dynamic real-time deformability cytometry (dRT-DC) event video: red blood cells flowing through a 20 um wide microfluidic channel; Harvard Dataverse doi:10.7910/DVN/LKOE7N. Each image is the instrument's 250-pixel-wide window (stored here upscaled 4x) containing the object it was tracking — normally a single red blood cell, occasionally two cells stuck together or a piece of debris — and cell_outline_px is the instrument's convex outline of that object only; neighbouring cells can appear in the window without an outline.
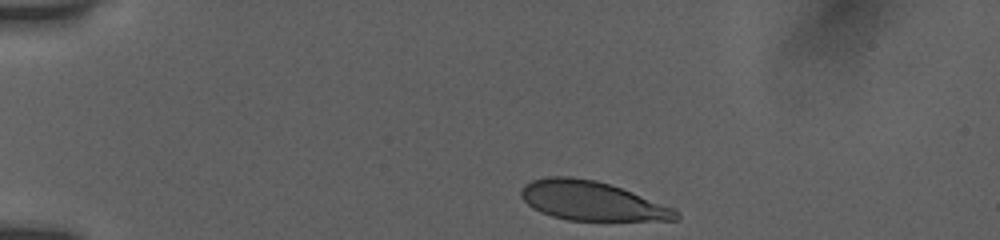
{"species": "human", "species_latin": "Homo sapiens", "temperature_condition": "room temperature", "stored_images_in_passage": 37, "camera_frame_rate_fps": 3000, "um_per_image_px": 0.085, "donor": {"sex": "female"}, "frame": {"image": 1, "passage_image": 1, "time_ms": 0.0, "image_size_px": [1000, 240], "cell_outline_px": [[680, 216], [676, 220], [568, 220], [552, 216], [540, 212], [532, 208], [520, 196], [520, 192], [524, 184], [532, 180], [548, 176], [572, 176], [596, 180], [632, 192], [676, 208], [680, 212]], "centroid_in_image_um": [50.29, 17.07], "position_along_channel_um": 34.7, "area_um2": 35.43}}
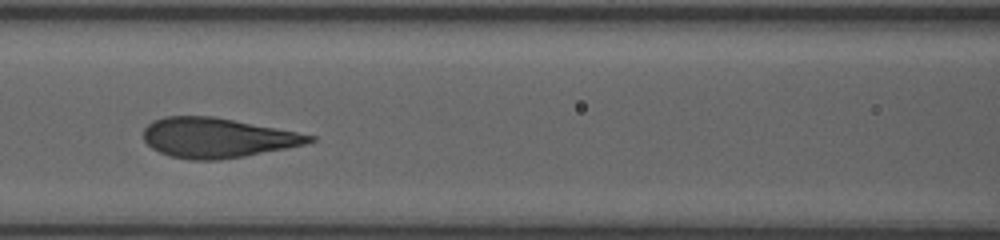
{"frame": {"image": 2, "passage_image": 26, "time_ms": 4.667, "image_size_px": [1000, 240], "cell_outline_px": [[316, 140], [304, 144], [244, 156], [216, 160], [192, 160], [172, 156], [160, 152], [152, 148], [144, 140], [144, 128], [152, 120], [164, 116], [212, 116], [296, 132], [316, 136]], "centroid_in_image_um": [18.41, 11.7], "position_along_channel_um": 148.2, "area_um2": 37.97}}
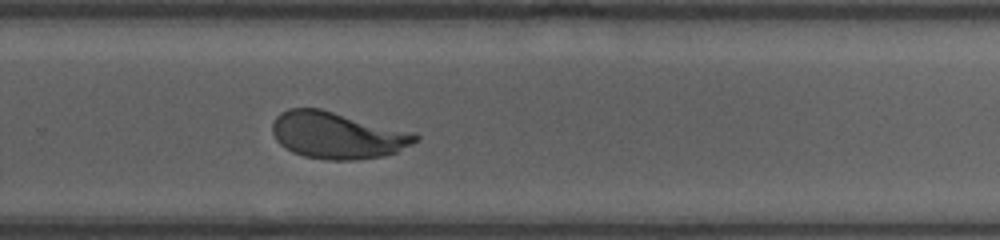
{"frame": {"image": 3, "passage_image": 37, "time_ms": 8.667, "image_size_px": [1000, 240], "cell_outline_px": [[420, 140], [396, 152], [384, 156], [356, 160], [328, 160], [304, 156], [292, 152], [284, 148], [276, 140], [272, 132], [272, 124], [276, 116], [280, 112], [288, 108], [320, 108], [416, 132], [420, 136]], "centroid_in_image_um": [28.69, 11.49], "position_along_channel_um": 301.1, "area_um2": 39.48}}